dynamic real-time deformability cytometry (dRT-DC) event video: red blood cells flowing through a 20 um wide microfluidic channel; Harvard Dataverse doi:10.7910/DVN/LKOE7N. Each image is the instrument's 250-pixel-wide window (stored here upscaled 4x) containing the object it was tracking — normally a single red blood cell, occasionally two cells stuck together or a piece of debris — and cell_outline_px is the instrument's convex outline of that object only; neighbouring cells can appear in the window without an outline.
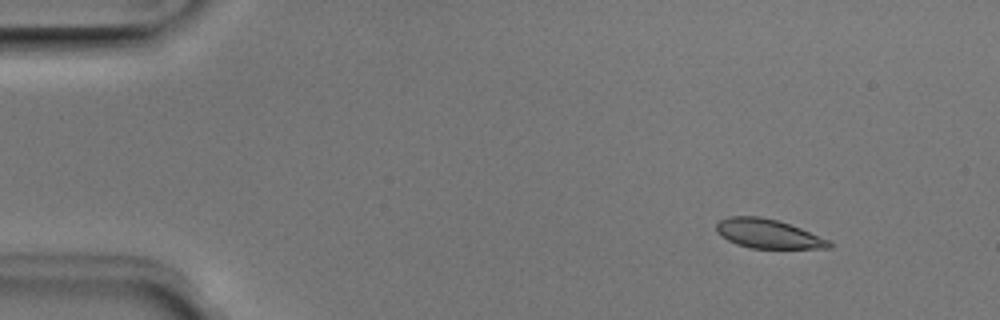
{"species": "Egyptian fruit bat (a non-hibernating species)", "species_latin": "Rousettus aegyptiacus", "temperature_condition": "room temperature", "stored_images_in_passage": 46, "camera_frame_rate_fps": 3000, "um_per_image_px": 0.085, "animal": {"sex": "male"}, "frame": {"image": 1, "passage_image": 1, "time_ms": 0.0, "image_size_px": [1000, 320], "cell_outline_px": [[832, 248], [752, 248], [736, 244], [720, 236], [716, 232], [716, 224], [720, 220], [728, 216], [760, 216], [776, 220], [800, 228], [828, 240], [832, 244]], "centroid_in_image_um": [65.23, 19.86], "position_along_channel_um": 19.8, "area_um2": 18.96}}
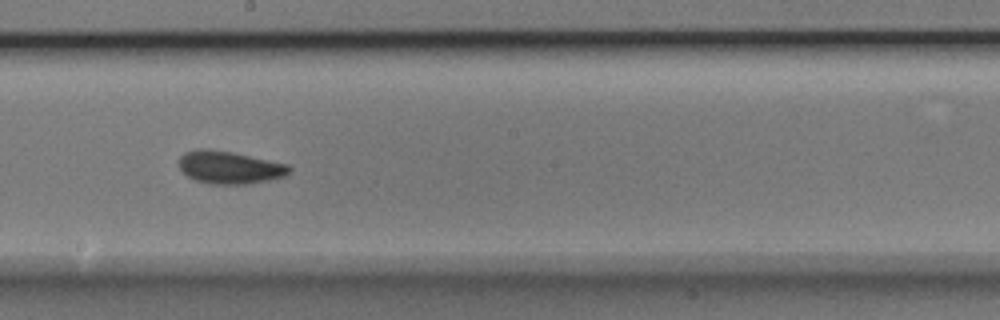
{"frame": {"image": 2, "passage_image": 24, "time_ms": 7.667, "image_size_px": [1000, 320], "cell_outline_px": [[292, 168], [284, 176], [272, 180], [244, 184], [208, 184], [196, 180], [188, 176], [180, 168], [180, 156], [184, 152], [196, 148], [208, 148], [232, 152], [288, 164]], "centroid_in_image_um": [19.51, 14.22], "position_along_channel_um": 228.7, "area_um2": 21.04}}
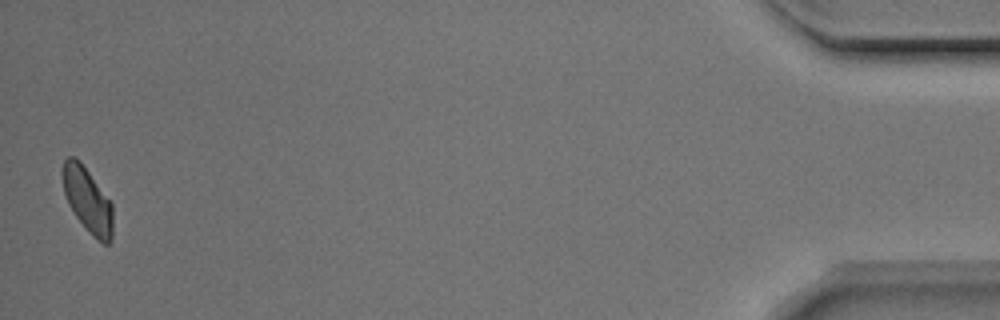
{"frame": {"image": 3, "passage_image": 46, "time_ms": 15.0, "image_size_px": [1000, 320], "cell_outline_px": [[112, 236], [108, 244], [104, 244], [76, 216], [68, 204], [64, 192], [60, 172], [64, 160], [68, 156], [72, 156], [80, 160], [112, 204]], "centroid_in_image_um": [7.4, 16.91], "position_along_channel_um": 427.8, "area_um2": 18.55}, "authors_computed_cell_mechanics": {"area_um2": 19.9699, "velocity_mm_per_s": 3.9462, "shape_relaxation_time_tau1_ms": 3.3346, "shape_relaxation_time_tau2_ms": 3.653, "deformation_change_tau1": 0.0903, "deformation_change_tau2": 0.0626}}